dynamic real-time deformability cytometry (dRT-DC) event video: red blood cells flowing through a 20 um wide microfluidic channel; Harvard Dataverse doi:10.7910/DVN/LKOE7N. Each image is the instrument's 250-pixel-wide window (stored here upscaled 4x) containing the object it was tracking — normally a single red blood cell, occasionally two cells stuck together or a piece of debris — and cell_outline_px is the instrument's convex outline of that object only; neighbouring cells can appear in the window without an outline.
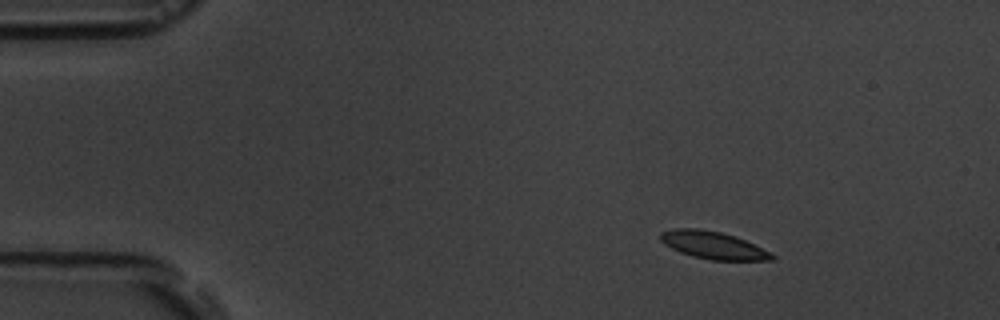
{"species": "common noctule bat (a hibernating species)", "species_latin": "Nyctalus noctula", "temperature_condition": "room temperature", "stored_images_in_passage": 8, "camera_frame_rate_fps": 3000, "um_per_image_px": 0.085, "animal": {"sex": "male", "body_mass_g": 19.5, "forearm_length_mm": 54.6}, "frame": {"image": 1, "passage_image": 1, "time_ms": 0.0, "image_size_px": [1000, 320], "cell_outline_px": [[776, 256], [772, 260], [712, 260], [692, 256], [680, 252], [664, 244], [660, 240], [660, 232], [672, 228], [700, 228], [720, 232], [736, 236]], "centroid_in_image_um": [60.55, 20.83], "position_along_channel_um": 24.5, "area_um2": 17.69}}
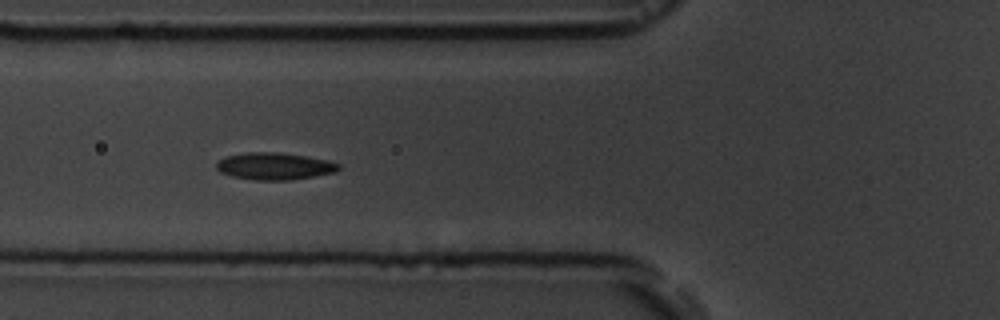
{"frame": {"image": 2, "passage_image": 5, "time_ms": 4.333, "image_size_px": [1000, 320], "cell_outline_px": [[340, 168], [336, 172], [288, 180], [256, 180], [232, 176], [220, 172], [216, 168], [216, 164], [220, 160], [228, 156], [244, 152], [276, 152], [308, 156], [328, 160], [340, 164]], "centroid_in_image_um": [23.34, 14.12], "position_along_channel_um": 102.5, "area_um2": 19.19}}
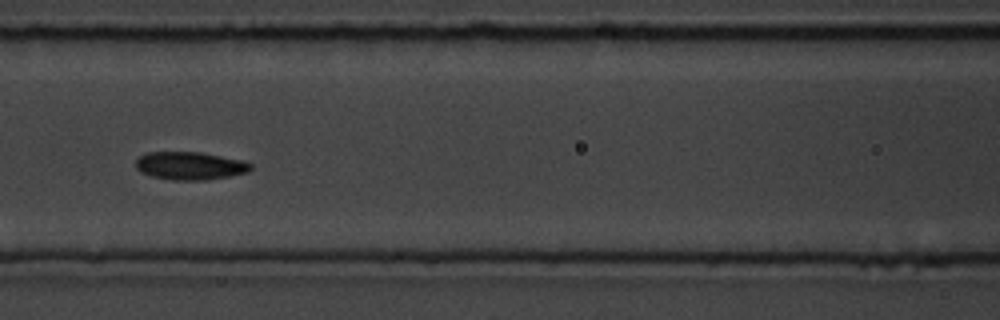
{"frame": {"image": 3, "passage_image": 6, "time_ms": 5.667, "image_size_px": [1000, 320], "cell_outline_px": [[252, 168], [248, 172], [208, 180], [172, 180], [152, 176], [140, 172], [136, 168], [136, 160], [140, 156], [148, 152], [200, 152], [244, 160], [252, 164]], "centroid_in_image_um": [16.16, 14.09], "position_along_channel_um": 150.4, "area_um2": 18.79}}